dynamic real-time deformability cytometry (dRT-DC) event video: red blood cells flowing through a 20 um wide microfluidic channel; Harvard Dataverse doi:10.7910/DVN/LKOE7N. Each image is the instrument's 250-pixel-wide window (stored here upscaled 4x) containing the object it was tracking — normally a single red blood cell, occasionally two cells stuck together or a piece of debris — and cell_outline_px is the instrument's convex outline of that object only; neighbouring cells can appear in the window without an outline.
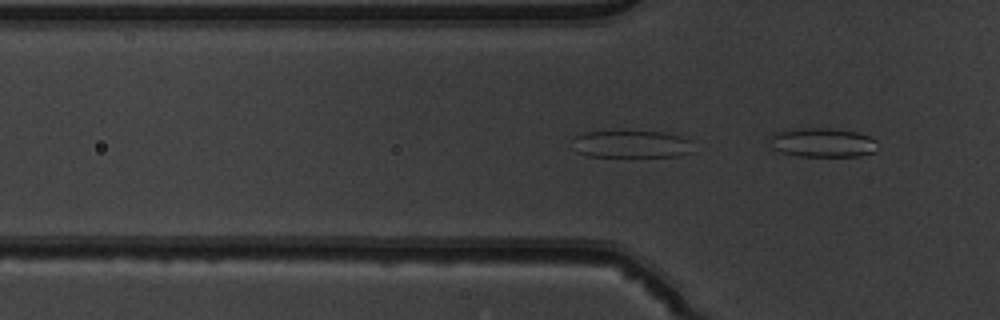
{"species": "common noctule bat (a hibernating species)", "species_latin": "Nyctalus noctula", "temperature_condition": "warm", "stored_images_in_passage": 9, "segment_of_instrument_passage": [1, 2], "camera_frame_rate_fps": 3000, "um_per_image_px": 0.085, "animal": {"sex": "male", "body_mass_g": 19.5, "forearm_length_mm": 54.6}, "frame": {"image": 1, "passage_image": 8, "time_ms": 2.333, "image_size_px": [1000, 320], "cell_outline_px": [[692, 140], [688, 152], [676, 156], [588, 156], [576, 152], [572, 140], [576, 136], [584, 132], [660, 132], [680, 136]], "centroid_in_image_um": [53.61, 12.25], "position_along_channel_um": 72.2, "area_um2": 18.79}}